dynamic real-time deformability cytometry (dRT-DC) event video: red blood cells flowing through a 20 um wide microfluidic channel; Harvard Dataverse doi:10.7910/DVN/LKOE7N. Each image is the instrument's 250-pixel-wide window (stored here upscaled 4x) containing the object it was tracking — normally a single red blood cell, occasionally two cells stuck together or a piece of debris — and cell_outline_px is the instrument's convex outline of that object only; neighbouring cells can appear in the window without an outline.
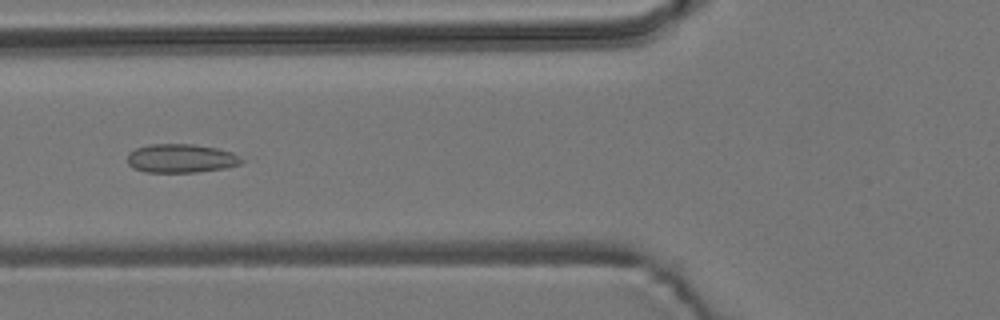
{"species": "common noctule bat (a hibernating species)", "species_latin": "Nyctalus noctula", "temperature_condition": "room temperature", "stored_images_in_passage": 44, "camera_frame_rate_fps": 3000, "um_per_image_px": 0.085, "animal": {"sex": "male", "body_mass_g": 19.2, "forearm_length_mm": 51.8}, "frame": {"image": 1, "passage_image": 10, "time_ms": 3.0, "image_size_px": [1000, 320], "cell_outline_px": [[244, 160], [240, 164], [224, 168], [196, 172], [144, 172], [132, 168], [128, 164], [128, 152], [136, 148], [148, 144], [192, 144], [220, 148], [232, 152]], "centroid_in_image_um": [15.36, 13.45], "position_along_channel_um": 110.4, "area_um2": 19.25}}
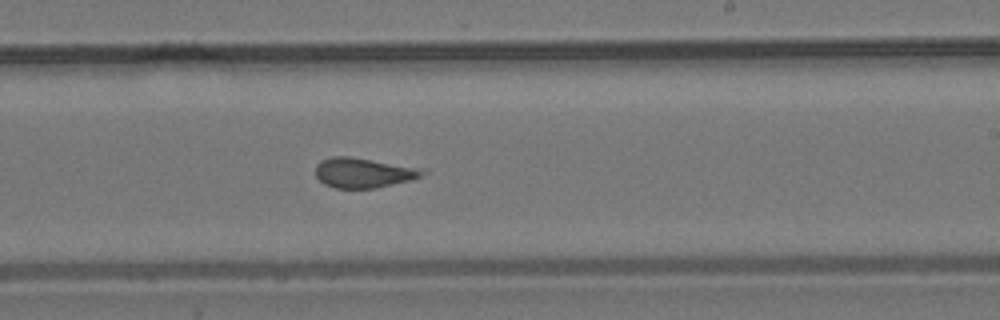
{"frame": {"image": 2, "passage_image": 22, "time_ms": 7.0, "image_size_px": [1000, 320], "cell_outline_px": [[428, 172], [412, 180], [376, 188], [336, 188], [324, 184], [316, 176], [316, 164], [320, 160], [332, 156], [348, 156], [428, 168]], "centroid_in_image_um": [30.95, 14.67], "position_along_channel_um": 258.0, "area_um2": 19.02}}
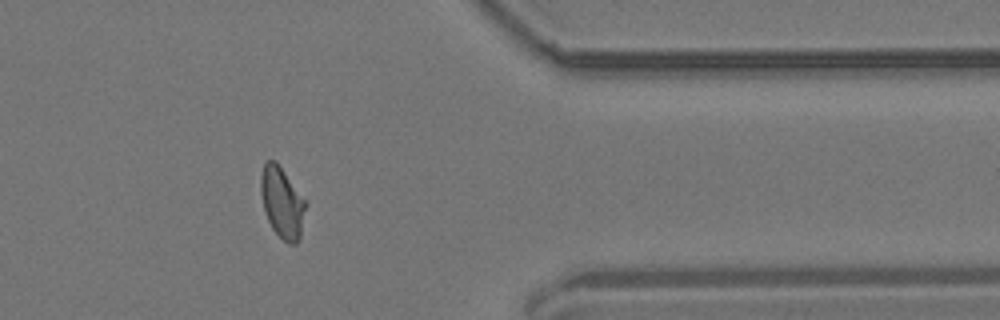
{"frame": {"image": 3, "passage_image": 34, "time_ms": 11.0, "image_size_px": [1000, 320], "cell_outline_px": [[308, 204], [300, 240], [296, 244], [288, 244], [272, 228], [268, 220], [264, 208], [260, 192], [260, 176], [264, 164], [268, 160], [276, 160]], "centroid_in_image_um": [24.0, 17.23], "position_along_channel_um": 387.4, "area_um2": 18.73}, "authors_computed_cell_mechanics": {"area_um2": 18.7272, "velocity_mm_per_s": 3.6927, "shape_relaxation_time_tau1_ms": null, "shape_relaxation_time_tau2_ms": 1.363, "deformation_change_tau1": null, "deformation_change_tau2": 0.1029}}